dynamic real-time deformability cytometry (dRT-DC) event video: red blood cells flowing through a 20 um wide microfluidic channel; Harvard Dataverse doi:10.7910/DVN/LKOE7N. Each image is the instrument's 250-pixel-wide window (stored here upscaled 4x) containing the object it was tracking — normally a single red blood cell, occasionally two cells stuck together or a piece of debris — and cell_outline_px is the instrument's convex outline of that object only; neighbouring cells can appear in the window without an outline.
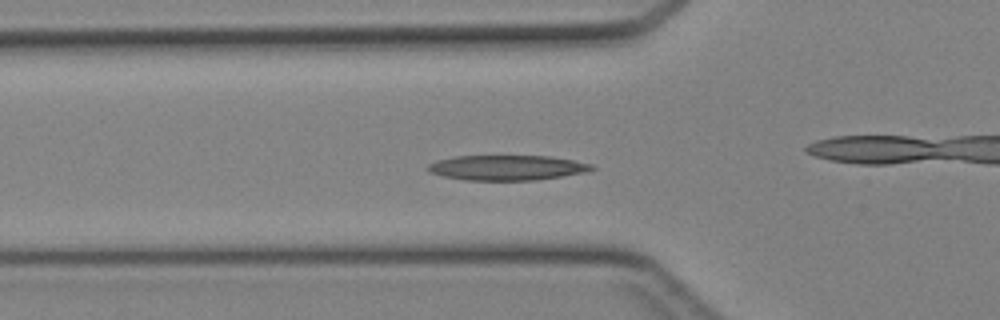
{"species": "Egyptian fruit bat (a non-hibernating species)", "species_latin": "Rousettus aegyptiacus", "temperature_condition": "cold", "stored_images_in_passage": 38, "camera_frame_rate_fps": 3000, "um_per_image_px": 0.085, "animal": {"sex": "female"}, "frame": {"image": 1, "passage_image": 8, "time_ms": 2.333, "image_size_px": [1000, 320], "cell_outline_px": [[596, 168], [588, 172], [536, 180], [464, 180], [444, 176], [428, 172], [428, 164], [436, 160], [456, 156], [548, 156], [572, 160], [592, 164]], "centroid_in_image_um": [43.1, 14.25], "position_along_channel_um": 82.7, "area_um2": 23.93}}
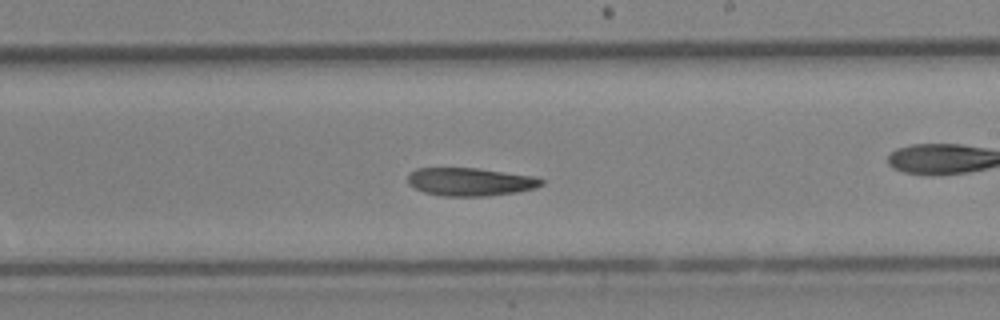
{"frame": {"image": 2, "passage_image": 19, "time_ms": 6.0, "image_size_px": [1000, 320], "cell_outline_px": [[544, 184], [536, 188], [516, 192], [488, 196], [440, 196], [424, 192], [408, 184], [408, 176], [416, 168], [476, 168], [532, 176], [544, 180]], "centroid_in_image_um": [39.97, 15.46], "position_along_channel_um": 249.0, "area_um2": 21.79}}
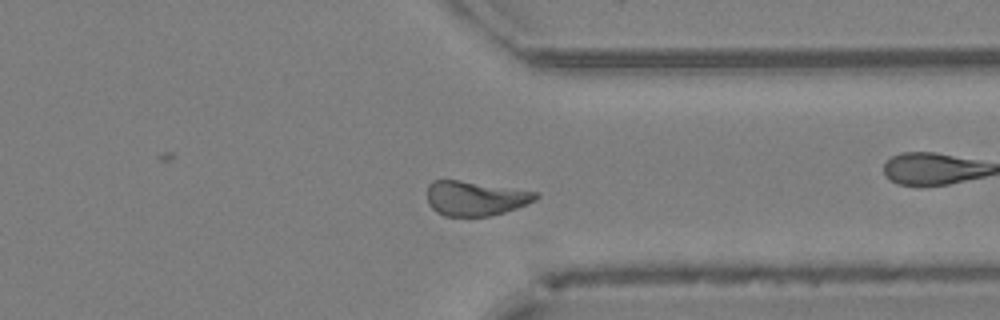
{"frame": {"image": 3, "passage_image": 27, "time_ms": 8.667, "image_size_px": [1000, 320], "cell_outline_px": [[540, 196], [536, 200], [516, 208], [504, 212], [488, 216], [444, 216], [436, 212], [428, 204], [428, 184], [432, 180], [460, 180], [540, 192]], "centroid_in_image_um": [40.41, 16.85], "position_along_channel_um": 371.0, "area_um2": 22.02}}